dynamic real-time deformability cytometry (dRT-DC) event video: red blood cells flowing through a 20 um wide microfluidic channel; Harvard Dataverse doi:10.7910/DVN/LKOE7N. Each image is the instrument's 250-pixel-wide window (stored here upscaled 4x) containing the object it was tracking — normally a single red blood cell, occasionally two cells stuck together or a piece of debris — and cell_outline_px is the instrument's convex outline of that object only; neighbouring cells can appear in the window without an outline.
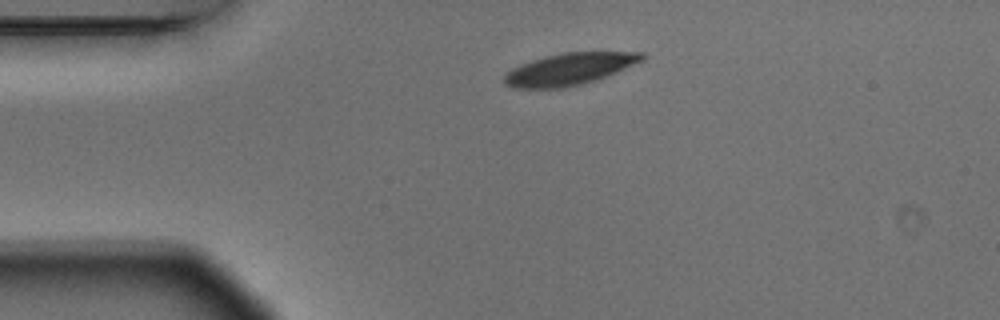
{"species": "Egyptian fruit bat (a non-hibernating species)", "species_latin": "Rousettus aegyptiacus", "temperature_condition": "warm", "stored_images_in_passage": 2, "camera_frame_rate_fps": 3000, "um_per_image_px": 0.085, "animal": {"sex": "male"}, "frame": {"image": 1, "passage_image": 1, "time_ms": 0.0, "image_size_px": [1000, 320], "cell_outline_px": [[648, 56], [644, 60], [596, 80], [580, 84], [560, 88], [512, 88], [504, 84], [504, 72], [520, 64], [544, 56], [564, 52], [644, 52]], "centroid_in_image_um": [48.37, 5.86], "position_along_channel_um": 36.6, "area_um2": 25.66}}